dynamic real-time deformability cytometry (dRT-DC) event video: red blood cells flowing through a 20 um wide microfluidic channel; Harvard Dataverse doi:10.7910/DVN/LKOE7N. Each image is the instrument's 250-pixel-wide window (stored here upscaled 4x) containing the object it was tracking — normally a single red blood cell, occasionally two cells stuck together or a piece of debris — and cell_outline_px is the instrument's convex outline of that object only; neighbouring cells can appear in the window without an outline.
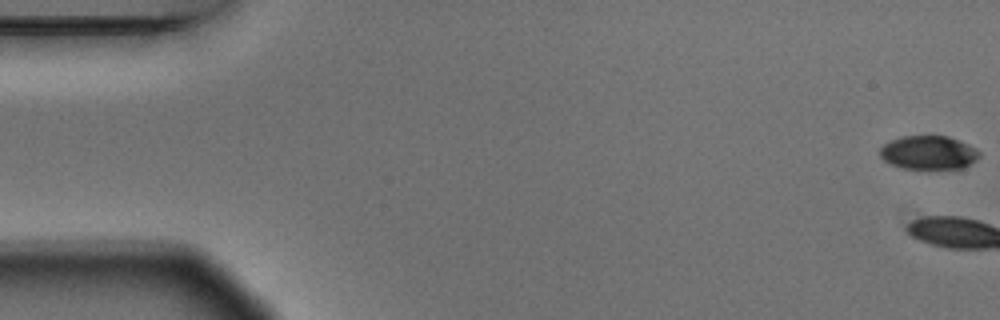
{"species": "Egyptian fruit bat (a non-hibernating species)", "species_latin": "Rousettus aegyptiacus", "temperature_condition": "warm", "stored_images_in_passage": 6, "camera_frame_rate_fps": 3000, "um_per_image_px": 0.085, "animal": {"sex": "male"}, "frame": {"image": 1, "passage_image": 1, "time_ms": 0.0, "image_size_px": [1000, 320], "cell_outline_px": [[980, 156], [972, 164], [964, 168], [904, 168], [892, 164], [884, 160], [880, 156], [880, 148], [884, 144], [900, 136], [948, 136], [968, 144], [976, 148], [980, 152]], "centroid_in_image_um": [78.96, 12.96], "position_along_channel_um": 6.0, "area_um2": 19.42}}
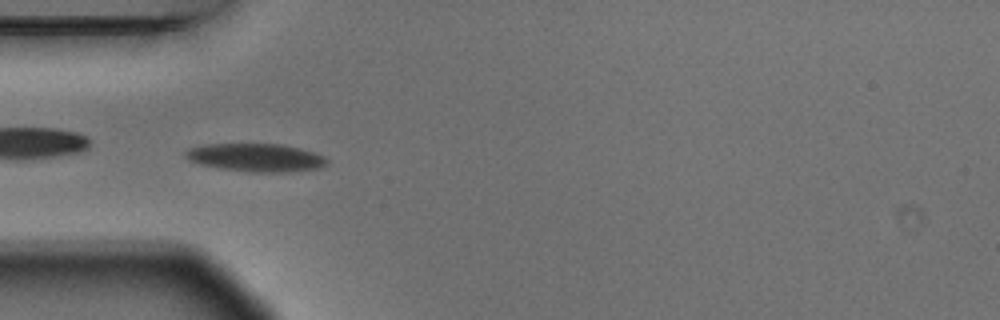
{"frame": {"image": 2, "passage_image": 5, "time_ms": 1.333, "image_size_px": [1000, 320], "cell_outline_px": [[328, 164], [320, 168], [288, 172], [252, 172], [220, 168], [200, 164], [188, 160], [184, 156], [184, 152], [188, 148], [208, 144], [280, 144], [300, 148], [324, 156], [328, 160]], "centroid_in_image_um": [21.75, 13.39], "position_along_channel_um": 63.3, "area_um2": 23.18}}